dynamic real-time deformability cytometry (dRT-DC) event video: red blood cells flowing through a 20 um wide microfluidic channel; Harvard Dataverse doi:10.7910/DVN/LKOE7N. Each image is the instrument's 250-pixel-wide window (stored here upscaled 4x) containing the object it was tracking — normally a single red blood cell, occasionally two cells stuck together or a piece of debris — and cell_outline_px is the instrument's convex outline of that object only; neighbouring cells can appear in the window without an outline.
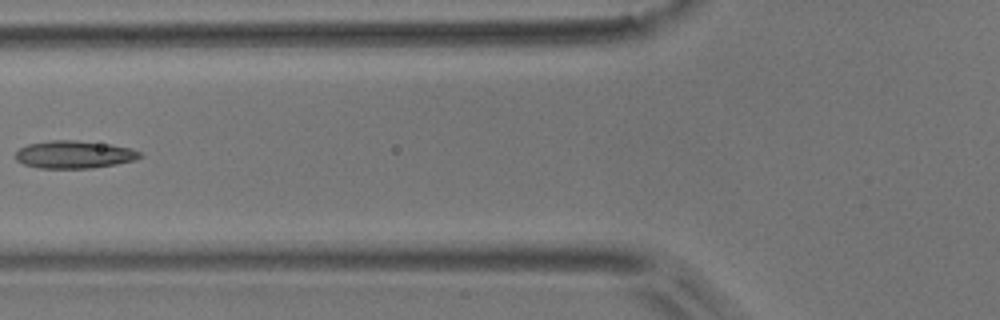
{"species": "common noctule bat (a hibernating species)", "species_latin": "Nyctalus noctula", "temperature_condition": "room temperature", "stored_images_in_passage": 7, "camera_frame_rate_fps": 3000, "um_per_image_px": 0.085, "animal": {"sex": "male", "body_mass_g": 17.9}, "frame": {"image": 1, "passage_image": 6, "time_ms": 1.667, "image_size_px": [1000, 320], "cell_outline_px": [[144, 156], [136, 160], [116, 164], [92, 168], [36, 168], [24, 164], [16, 160], [16, 152], [20, 148], [28, 144], [52, 140], [76, 140], [108, 144], [132, 148], [140, 152]], "centroid_in_image_um": [6.33, 13.14], "position_along_channel_um": 119.5, "area_um2": 20.11}}
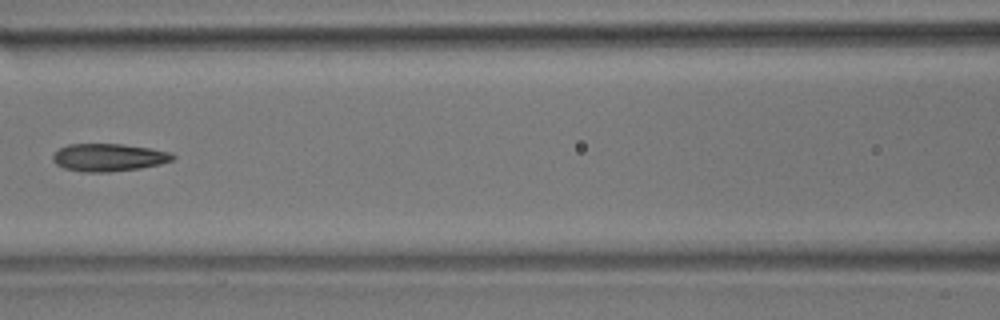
{"frame": {"image": 2, "passage_image": 7, "time_ms": 2.0, "image_size_px": [1000, 320], "cell_outline_px": [[176, 156], [172, 160], [160, 164], [140, 168], [108, 172], [84, 172], [64, 168], [56, 164], [52, 160], [52, 156], [60, 148], [68, 144], [124, 144], [152, 148], [168, 152]], "centroid_in_image_um": [9.23, 13.38], "position_along_channel_um": 157.4, "area_um2": 19.31}}